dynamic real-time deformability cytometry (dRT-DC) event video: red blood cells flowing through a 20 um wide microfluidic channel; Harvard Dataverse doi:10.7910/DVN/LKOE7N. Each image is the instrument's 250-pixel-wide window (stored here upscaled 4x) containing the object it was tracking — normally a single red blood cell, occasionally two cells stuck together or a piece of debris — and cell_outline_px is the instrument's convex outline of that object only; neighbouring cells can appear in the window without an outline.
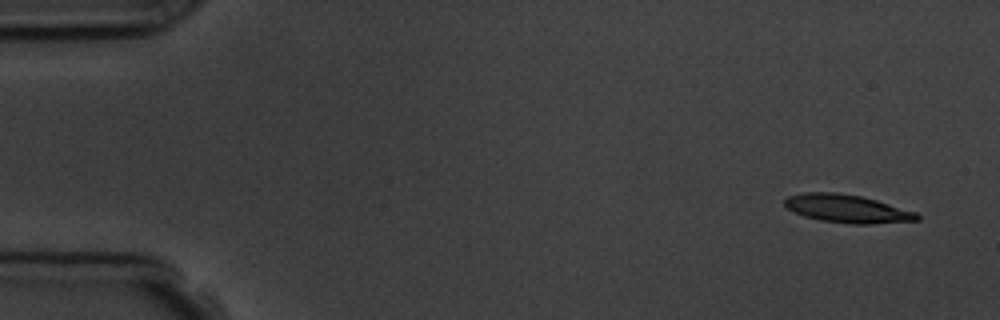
{"species": "common noctule bat (a hibernating species)", "species_latin": "Nyctalus noctula", "temperature_condition": "room temperature", "stored_images_in_passage": 5, "camera_frame_rate_fps": 3000, "um_per_image_px": 0.085, "animal": {"sex": "male", "body_mass_g": 19.5, "forearm_length_mm": 54.6}, "frame": {"image": 1, "passage_image": 1, "time_ms": 0.0, "image_size_px": [1000, 320], "cell_outline_px": [[920, 220], [872, 224], [852, 224], [820, 220], [804, 216], [788, 208], [784, 204], [784, 200], [788, 196], [804, 192], [836, 192], [860, 196], [876, 200], [916, 212], [920, 216]], "centroid_in_image_um": [72.01, 17.74], "position_along_channel_um": 13.0, "area_um2": 21.56}}
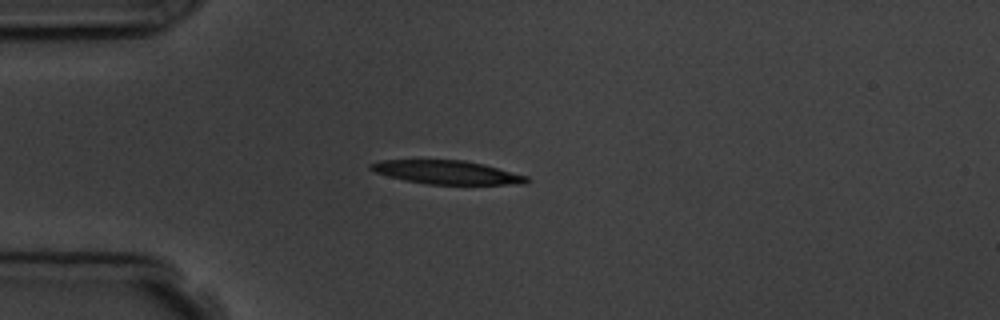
{"frame": {"image": 2, "passage_image": 4, "time_ms": 3.667, "image_size_px": [1000, 320], "cell_outline_px": [[532, 180], [524, 184], [428, 184], [404, 180], [376, 172], [368, 168], [368, 164], [380, 160], [464, 160], [484, 164], [528, 176]], "centroid_in_image_um": [38.01, 14.64], "position_along_channel_um": 47.0, "area_um2": 21.39}}